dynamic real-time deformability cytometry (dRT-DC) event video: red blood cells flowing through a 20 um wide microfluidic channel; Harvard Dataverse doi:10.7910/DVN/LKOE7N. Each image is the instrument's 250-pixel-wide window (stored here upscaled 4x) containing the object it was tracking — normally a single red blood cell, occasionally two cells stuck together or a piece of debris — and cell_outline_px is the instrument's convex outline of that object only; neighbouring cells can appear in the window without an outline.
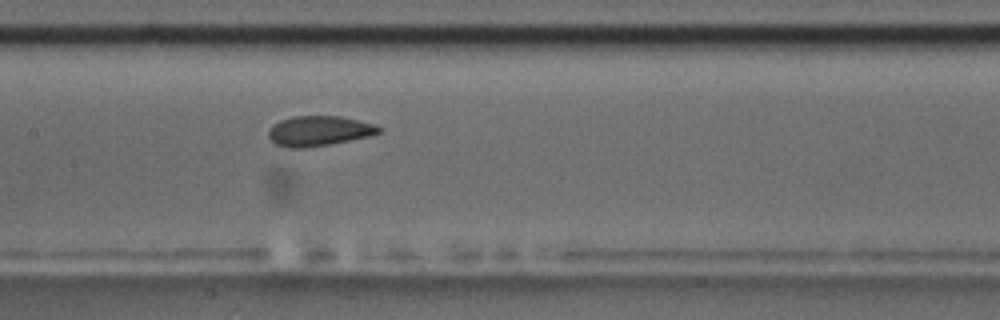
{"species": "common noctule bat (a hibernating species)", "species_latin": "Nyctalus noctula", "temperature_condition": "room temperature", "stored_images_in_passage": 8, "camera_frame_rate_fps": 3000, "um_per_image_px": 0.085, "animal": {"sex": "male", "body_mass_g": 17.5, "forearm_length_mm": 52.3}, "frame": {"image": 1, "passage_image": 8, "time_ms": 8.0, "image_size_px": [1000, 320], "cell_outline_px": [[384, 128], [380, 132], [368, 136], [328, 144], [304, 148], [288, 148], [276, 144], [268, 136], [268, 128], [272, 124], [280, 120], [292, 116], [340, 116], [372, 124]], "centroid_in_image_um": [27.05, 11.12], "position_along_channel_um": 180.3, "area_um2": 19.19}}